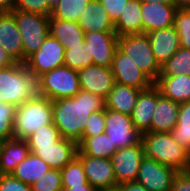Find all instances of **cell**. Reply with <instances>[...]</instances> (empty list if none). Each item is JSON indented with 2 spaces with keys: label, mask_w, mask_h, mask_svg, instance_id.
Masks as SVG:
<instances>
[{
  "label": "cell",
  "mask_w": 190,
  "mask_h": 191,
  "mask_svg": "<svg viewBox=\"0 0 190 191\" xmlns=\"http://www.w3.org/2000/svg\"><path fill=\"white\" fill-rule=\"evenodd\" d=\"M37 94L51 101L74 97L81 89L78 72L61 66L36 79Z\"/></svg>",
  "instance_id": "cell-5"
},
{
  "label": "cell",
  "mask_w": 190,
  "mask_h": 191,
  "mask_svg": "<svg viewBox=\"0 0 190 191\" xmlns=\"http://www.w3.org/2000/svg\"><path fill=\"white\" fill-rule=\"evenodd\" d=\"M174 27L179 36L180 47L190 49V9H177Z\"/></svg>",
  "instance_id": "cell-36"
},
{
  "label": "cell",
  "mask_w": 190,
  "mask_h": 191,
  "mask_svg": "<svg viewBox=\"0 0 190 191\" xmlns=\"http://www.w3.org/2000/svg\"><path fill=\"white\" fill-rule=\"evenodd\" d=\"M171 191H190V170L176 173Z\"/></svg>",
  "instance_id": "cell-43"
},
{
  "label": "cell",
  "mask_w": 190,
  "mask_h": 191,
  "mask_svg": "<svg viewBox=\"0 0 190 191\" xmlns=\"http://www.w3.org/2000/svg\"><path fill=\"white\" fill-rule=\"evenodd\" d=\"M78 150L90 157L111 159L117 149L108 135L103 133L93 137H82L78 143Z\"/></svg>",
  "instance_id": "cell-29"
},
{
  "label": "cell",
  "mask_w": 190,
  "mask_h": 191,
  "mask_svg": "<svg viewBox=\"0 0 190 191\" xmlns=\"http://www.w3.org/2000/svg\"><path fill=\"white\" fill-rule=\"evenodd\" d=\"M30 153L27 140L11 138L4 141L0 156V175L12 174Z\"/></svg>",
  "instance_id": "cell-24"
},
{
  "label": "cell",
  "mask_w": 190,
  "mask_h": 191,
  "mask_svg": "<svg viewBox=\"0 0 190 191\" xmlns=\"http://www.w3.org/2000/svg\"><path fill=\"white\" fill-rule=\"evenodd\" d=\"M141 90L115 83L105 98V108L131 116Z\"/></svg>",
  "instance_id": "cell-25"
},
{
  "label": "cell",
  "mask_w": 190,
  "mask_h": 191,
  "mask_svg": "<svg viewBox=\"0 0 190 191\" xmlns=\"http://www.w3.org/2000/svg\"><path fill=\"white\" fill-rule=\"evenodd\" d=\"M64 46L50 34L40 48L25 62L27 69L37 79L46 72L64 66Z\"/></svg>",
  "instance_id": "cell-9"
},
{
  "label": "cell",
  "mask_w": 190,
  "mask_h": 191,
  "mask_svg": "<svg viewBox=\"0 0 190 191\" xmlns=\"http://www.w3.org/2000/svg\"><path fill=\"white\" fill-rule=\"evenodd\" d=\"M93 64V57L89 55L87 43L85 41L81 46L69 47V49L65 50L64 66L79 70Z\"/></svg>",
  "instance_id": "cell-33"
},
{
  "label": "cell",
  "mask_w": 190,
  "mask_h": 191,
  "mask_svg": "<svg viewBox=\"0 0 190 191\" xmlns=\"http://www.w3.org/2000/svg\"><path fill=\"white\" fill-rule=\"evenodd\" d=\"M153 54L162 66L180 48L179 36L174 26L147 33Z\"/></svg>",
  "instance_id": "cell-21"
},
{
  "label": "cell",
  "mask_w": 190,
  "mask_h": 191,
  "mask_svg": "<svg viewBox=\"0 0 190 191\" xmlns=\"http://www.w3.org/2000/svg\"><path fill=\"white\" fill-rule=\"evenodd\" d=\"M16 63L12 56L0 45V68L10 67Z\"/></svg>",
  "instance_id": "cell-45"
},
{
  "label": "cell",
  "mask_w": 190,
  "mask_h": 191,
  "mask_svg": "<svg viewBox=\"0 0 190 191\" xmlns=\"http://www.w3.org/2000/svg\"><path fill=\"white\" fill-rule=\"evenodd\" d=\"M176 10L173 3L141 2L142 33L174 26Z\"/></svg>",
  "instance_id": "cell-16"
},
{
  "label": "cell",
  "mask_w": 190,
  "mask_h": 191,
  "mask_svg": "<svg viewBox=\"0 0 190 191\" xmlns=\"http://www.w3.org/2000/svg\"><path fill=\"white\" fill-rule=\"evenodd\" d=\"M154 84L164 97L174 102L190 101V76H159Z\"/></svg>",
  "instance_id": "cell-26"
},
{
  "label": "cell",
  "mask_w": 190,
  "mask_h": 191,
  "mask_svg": "<svg viewBox=\"0 0 190 191\" xmlns=\"http://www.w3.org/2000/svg\"><path fill=\"white\" fill-rule=\"evenodd\" d=\"M180 104L164 97L158 88L157 106L151 121V132H171L176 126Z\"/></svg>",
  "instance_id": "cell-22"
},
{
  "label": "cell",
  "mask_w": 190,
  "mask_h": 191,
  "mask_svg": "<svg viewBox=\"0 0 190 191\" xmlns=\"http://www.w3.org/2000/svg\"><path fill=\"white\" fill-rule=\"evenodd\" d=\"M176 173L173 168L144 156L135 181L149 191H171Z\"/></svg>",
  "instance_id": "cell-11"
},
{
  "label": "cell",
  "mask_w": 190,
  "mask_h": 191,
  "mask_svg": "<svg viewBox=\"0 0 190 191\" xmlns=\"http://www.w3.org/2000/svg\"><path fill=\"white\" fill-rule=\"evenodd\" d=\"M61 134L54 124L44 125L31 134L26 140L29 147L52 146L61 139Z\"/></svg>",
  "instance_id": "cell-34"
},
{
  "label": "cell",
  "mask_w": 190,
  "mask_h": 191,
  "mask_svg": "<svg viewBox=\"0 0 190 191\" xmlns=\"http://www.w3.org/2000/svg\"><path fill=\"white\" fill-rule=\"evenodd\" d=\"M0 191H32L28 185L12 174L0 175Z\"/></svg>",
  "instance_id": "cell-41"
},
{
  "label": "cell",
  "mask_w": 190,
  "mask_h": 191,
  "mask_svg": "<svg viewBox=\"0 0 190 191\" xmlns=\"http://www.w3.org/2000/svg\"><path fill=\"white\" fill-rule=\"evenodd\" d=\"M49 34L56 38L65 50L69 47L81 46L85 41V33L77 22L61 20L52 16L49 18Z\"/></svg>",
  "instance_id": "cell-23"
},
{
  "label": "cell",
  "mask_w": 190,
  "mask_h": 191,
  "mask_svg": "<svg viewBox=\"0 0 190 191\" xmlns=\"http://www.w3.org/2000/svg\"><path fill=\"white\" fill-rule=\"evenodd\" d=\"M105 133L116 149L134 146L141 133L134 127L131 116L105 108Z\"/></svg>",
  "instance_id": "cell-8"
},
{
  "label": "cell",
  "mask_w": 190,
  "mask_h": 191,
  "mask_svg": "<svg viewBox=\"0 0 190 191\" xmlns=\"http://www.w3.org/2000/svg\"><path fill=\"white\" fill-rule=\"evenodd\" d=\"M190 76V49L180 47L175 54L161 66L160 76Z\"/></svg>",
  "instance_id": "cell-31"
},
{
  "label": "cell",
  "mask_w": 190,
  "mask_h": 191,
  "mask_svg": "<svg viewBox=\"0 0 190 191\" xmlns=\"http://www.w3.org/2000/svg\"><path fill=\"white\" fill-rule=\"evenodd\" d=\"M80 89L102 97L104 100L115 85L111 67L90 65L77 70Z\"/></svg>",
  "instance_id": "cell-14"
},
{
  "label": "cell",
  "mask_w": 190,
  "mask_h": 191,
  "mask_svg": "<svg viewBox=\"0 0 190 191\" xmlns=\"http://www.w3.org/2000/svg\"><path fill=\"white\" fill-rule=\"evenodd\" d=\"M32 191H62V175L59 169H50L36 182L31 184Z\"/></svg>",
  "instance_id": "cell-37"
},
{
  "label": "cell",
  "mask_w": 190,
  "mask_h": 191,
  "mask_svg": "<svg viewBox=\"0 0 190 191\" xmlns=\"http://www.w3.org/2000/svg\"><path fill=\"white\" fill-rule=\"evenodd\" d=\"M15 7L16 0H0V12H12Z\"/></svg>",
  "instance_id": "cell-46"
},
{
  "label": "cell",
  "mask_w": 190,
  "mask_h": 191,
  "mask_svg": "<svg viewBox=\"0 0 190 191\" xmlns=\"http://www.w3.org/2000/svg\"><path fill=\"white\" fill-rule=\"evenodd\" d=\"M120 191H149L145 186L137 181L125 182L118 186Z\"/></svg>",
  "instance_id": "cell-44"
},
{
  "label": "cell",
  "mask_w": 190,
  "mask_h": 191,
  "mask_svg": "<svg viewBox=\"0 0 190 191\" xmlns=\"http://www.w3.org/2000/svg\"><path fill=\"white\" fill-rule=\"evenodd\" d=\"M104 108L102 97L80 90L74 97L52 101L53 124L61 137L78 144L91 113Z\"/></svg>",
  "instance_id": "cell-1"
},
{
  "label": "cell",
  "mask_w": 190,
  "mask_h": 191,
  "mask_svg": "<svg viewBox=\"0 0 190 191\" xmlns=\"http://www.w3.org/2000/svg\"><path fill=\"white\" fill-rule=\"evenodd\" d=\"M0 45L19 63H24L22 38L12 12H0Z\"/></svg>",
  "instance_id": "cell-19"
},
{
  "label": "cell",
  "mask_w": 190,
  "mask_h": 191,
  "mask_svg": "<svg viewBox=\"0 0 190 191\" xmlns=\"http://www.w3.org/2000/svg\"><path fill=\"white\" fill-rule=\"evenodd\" d=\"M60 171L63 186H81L83 184H89L83 165L77 157Z\"/></svg>",
  "instance_id": "cell-35"
},
{
  "label": "cell",
  "mask_w": 190,
  "mask_h": 191,
  "mask_svg": "<svg viewBox=\"0 0 190 191\" xmlns=\"http://www.w3.org/2000/svg\"><path fill=\"white\" fill-rule=\"evenodd\" d=\"M177 9H190V0H171Z\"/></svg>",
  "instance_id": "cell-48"
},
{
  "label": "cell",
  "mask_w": 190,
  "mask_h": 191,
  "mask_svg": "<svg viewBox=\"0 0 190 191\" xmlns=\"http://www.w3.org/2000/svg\"><path fill=\"white\" fill-rule=\"evenodd\" d=\"M105 108L102 111L92 112L86 122L82 137H93L105 133Z\"/></svg>",
  "instance_id": "cell-40"
},
{
  "label": "cell",
  "mask_w": 190,
  "mask_h": 191,
  "mask_svg": "<svg viewBox=\"0 0 190 191\" xmlns=\"http://www.w3.org/2000/svg\"><path fill=\"white\" fill-rule=\"evenodd\" d=\"M60 0H16L15 10L51 16L53 7Z\"/></svg>",
  "instance_id": "cell-39"
},
{
  "label": "cell",
  "mask_w": 190,
  "mask_h": 191,
  "mask_svg": "<svg viewBox=\"0 0 190 191\" xmlns=\"http://www.w3.org/2000/svg\"><path fill=\"white\" fill-rule=\"evenodd\" d=\"M112 72L115 83L145 90L154 82L118 47L114 53Z\"/></svg>",
  "instance_id": "cell-13"
},
{
  "label": "cell",
  "mask_w": 190,
  "mask_h": 191,
  "mask_svg": "<svg viewBox=\"0 0 190 191\" xmlns=\"http://www.w3.org/2000/svg\"><path fill=\"white\" fill-rule=\"evenodd\" d=\"M15 111L16 106L0 101V140L6 141L14 138L13 121Z\"/></svg>",
  "instance_id": "cell-38"
},
{
  "label": "cell",
  "mask_w": 190,
  "mask_h": 191,
  "mask_svg": "<svg viewBox=\"0 0 190 191\" xmlns=\"http://www.w3.org/2000/svg\"><path fill=\"white\" fill-rule=\"evenodd\" d=\"M50 124H53L52 101L36 94L16 107L14 138L26 140L37 129Z\"/></svg>",
  "instance_id": "cell-4"
},
{
  "label": "cell",
  "mask_w": 190,
  "mask_h": 191,
  "mask_svg": "<svg viewBox=\"0 0 190 191\" xmlns=\"http://www.w3.org/2000/svg\"><path fill=\"white\" fill-rule=\"evenodd\" d=\"M145 156L177 172L190 168V153L183 149L170 132H146L141 134Z\"/></svg>",
  "instance_id": "cell-2"
},
{
  "label": "cell",
  "mask_w": 190,
  "mask_h": 191,
  "mask_svg": "<svg viewBox=\"0 0 190 191\" xmlns=\"http://www.w3.org/2000/svg\"><path fill=\"white\" fill-rule=\"evenodd\" d=\"M144 156L142 141L134 146L116 150L111 161L118 186L136 180Z\"/></svg>",
  "instance_id": "cell-12"
},
{
  "label": "cell",
  "mask_w": 190,
  "mask_h": 191,
  "mask_svg": "<svg viewBox=\"0 0 190 191\" xmlns=\"http://www.w3.org/2000/svg\"><path fill=\"white\" fill-rule=\"evenodd\" d=\"M31 153L37 155L52 169H63L77 155L78 144L63 137L46 147H29Z\"/></svg>",
  "instance_id": "cell-17"
},
{
  "label": "cell",
  "mask_w": 190,
  "mask_h": 191,
  "mask_svg": "<svg viewBox=\"0 0 190 191\" xmlns=\"http://www.w3.org/2000/svg\"><path fill=\"white\" fill-rule=\"evenodd\" d=\"M37 94V83L34 75L25 63L0 68V101L20 106Z\"/></svg>",
  "instance_id": "cell-3"
},
{
  "label": "cell",
  "mask_w": 190,
  "mask_h": 191,
  "mask_svg": "<svg viewBox=\"0 0 190 191\" xmlns=\"http://www.w3.org/2000/svg\"><path fill=\"white\" fill-rule=\"evenodd\" d=\"M141 2H149V3H161V4H166V3H172V1L171 0H140Z\"/></svg>",
  "instance_id": "cell-49"
},
{
  "label": "cell",
  "mask_w": 190,
  "mask_h": 191,
  "mask_svg": "<svg viewBox=\"0 0 190 191\" xmlns=\"http://www.w3.org/2000/svg\"><path fill=\"white\" fill-rule=\"evenodd\" d=\"M170 133L174 140L190 153V101L180 103L177 124Z\"/></svg>",
  "instance_id": "cell-30"
},
{
  "label": "cell",
  "mask_w": 190,
  "mask_h": 191,
  "mask_svg": "<svg viewBox=\"0 0 190 191\" xmlns=\"http://www.w3.org/2000/svg\"><path fill=\"white\" fill-rule=\"evenodd\" d=\"M158 87L153 84L145 90H141L135 108L131 114L134 127L142 134L151 132V121L157 106Z\"/></svg>",
  "instance_id": "cell-18"
},
{
  "label": "cell",
  "mask_w": 190,
  "mask_h": 191,
  "mask_svg": "<svg viewBox=\"0 0 190 191\" xmlns=\"http://www.w3.org/2000/svg\"><path fill=\"white\" fill-rule=\"evenodd\" d=\"M100 2L115 23L125 9L128 0H100Z\"/></svg>",
  "instance_id": "cell-42"
},
{
  "label": "cell",
  "mask_w": 190,
  "mask_h": 191,
  "mask_svg": "<svg viewBox=\"0 0 190 191\" xmlns=\"http://www.w3.org/2000/svg\"><path fill=\"white\" fill-rule=\"evenodd\" d=\"M104 191H120L118 188L112 190H104Z\"/></svg>",
  "instance_id": "cell-51"
},
{
  "label": "cell",
  "mask_w": 190,
  "mask_h": 191,
  "mask_svg": "<svg viewBox=\"0 0 190 191\" xmlns=\"http://www.w3.org/2000/svg\"><path fill=\"white\" fill-rule=\"evenodd\" d=\"M51 167L37 155L30 153L12 172L22 182L31 185L45 175Z\"/></svg>",
  "instance_id": "cell-28"
},
{
  "label": "cell",
  "mask_w": 190,
  "mask_h": 191,
  "mask_svg": "<svg viewBox=\"0 0 190 191\" xmlns=\"http://www.w3.org/2000/svg\"><path fill=\"white\" fill-rule=\"evenodd\" d=\"M62 191H97L90 184H83L81 186H63Z\"/></svg>",
  "instance_id": "cell-47"
},
{
  "label": "cell",
  "mask_w": 190,
  "mask_h": 191,
  "mask_svg": "<svg viewBox=\"0 0 190 191\" xmlns=\"http://www.w3.org/2000/svg\"><path fill=\"white\" fill-rule=\"evenodd\" d=\"M3 144H4V141L0 140V156H1L2 148H3Z\"/></svg>",
  "instance_id": "cell-50"
},
{
  "label": "cell",
  "mask_w": 190,
  "mask_h": 191,
  "mask_svg": "<svg viewBox=\"0 0 190 191\" xmlns=\"http://www.w3.org/2000/svg\"><path fill=\"white\" fill-rule=\"evenodd\" d=\"M118 48L155 83L161 74L146 33L118 37Z\"/></svg>",
  "instance_id": "cell-7"
},
{
  "label": "cell",
  "mask_w": 190,
  "mask_h": 191,
  "mask_svg": "<svg viewBox=\"0 0 190 191\" xmlns=\"http://www.w3.org/2000/svg\"><path fill=\"white\" fill-rule=\"evenodd\" d=\"M77 23L84 33L115 32L114 23L100 0H90L80 14Z\"/></svg>",
  "instance_id": "cell-20"
},
{
  "label": "cell",
  "mask_w": 190,
  "mask_h": 191,
  "mask_svg": "<svg viewBox=\"0 0 190 191\" xmlns=\"http://www.w3.org/2000/svg\"><path fill=\"white\" fill-rule=\"evenodd\" d=\"M13 15L23 44L24 63L33 55L49 35V16L14 10Z\"/></svg>",
  "instance_id": "cell-6"
},
{
  "label": "cell",
  "mask_w": 190,
  "mask_h": 191,
  "mask_svg": "<svg viewBox=\"0 0 190 191\" xmlns=\"http://www.w3.org/2000/svg\"><path fill=\"white\" fill-rule=\"evenodd\" d=\"M114 28L118 37L142 33L140 0H128L121 16L114 23Z\"/></svg>",
  "instance_id": "cell-27"
},
{
  "label": "cell",
  "mask_w": 190,
  "mask_h": 191,
  "mask_svg": "<svg viewBox=\"0 0 190 191\" xmlns=\"http://www.w3.org/2000/svg\"><path fill=\"white\" fill-rule=\"evenodd\" d=\"M89 55H92L94 65L112 67L114 53L118 47V36L115 32L93 31L85 33Z\"/></svg>",
  "instance_id": "cell-15"
},
{
  "label": "cell",
  "mask_w": 190,
  "mask_h": 191,
  "mask_svg": "<svg viewBox=\"0 0 190 191\" xmlns=\"http://www.w3.org/2000/svg\"><path fill=\"white\" fill-rule=\"evenodd\" d=\"M76 157L81 161L87 180L97 191L118 188L111 159L94 158L77 151Z\"/></svg>",
  "instance_id": "cell-10"
},
{
  "label": "cell",
  "mask_w": 190,
  "mask_h": 191,
  "mask_svg": "<svg viewBox=\"0 0 190 191\" xmlns=\"http://www.w3.org/2000/svg\"><path fill=\"white\" fill-rule=\"evenodd\" d=\"M90 0H60L54 7L51 16L61 20L77 22L80 14Z\"/></svg>",
  "instance_id": "cell-32"
}]
</instances>
